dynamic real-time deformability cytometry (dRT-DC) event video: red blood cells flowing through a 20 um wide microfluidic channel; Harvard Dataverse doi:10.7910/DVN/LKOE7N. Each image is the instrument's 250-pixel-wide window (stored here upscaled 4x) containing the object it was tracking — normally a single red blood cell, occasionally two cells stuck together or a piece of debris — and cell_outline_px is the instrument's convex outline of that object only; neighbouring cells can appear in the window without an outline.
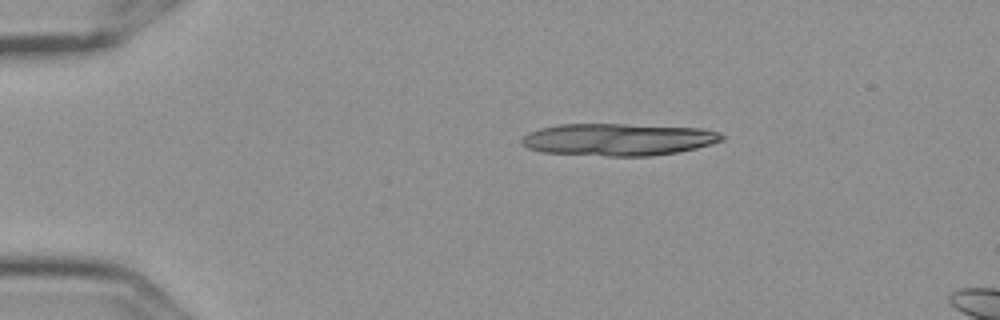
{"species": "Egyptian fruit bat (a non-hibernating species)", "species_latin": "Rousettus aegyptiacus", "temperature_condition": "cold", "stored_images_in_passage": 3, "camera_frame_rate_fps": 3000, "um_per_image_px": 0.085, "frame": {"image": 1, "passage_image": 1, "time_ms": 0.0, "image_size_px": [1000, 320], "cell_outline_px": [[724, 140], [712, 144], [696, 148], [676, 152], [652, 156], [608, 156], [540, 152], [528, 148], [520, 144], [520, 140], [528, 132], [540, 128], [560, 124], [624, 124], [700, 128], [720, 132], [724, 136]], "centroid_in_image_um": [52.53, 11.86], "position_along_channel_um": 32.5, "area_um2": 37.74}}